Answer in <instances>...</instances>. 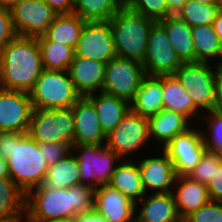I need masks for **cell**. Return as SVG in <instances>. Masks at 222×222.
Wrapping results in <instances>:
<instances>
[{
    "mask_svg": "<svg viewBox=\"0 0 222 222\" xmlns=\"http://www.w3.org/2000/svg\"><path fill=\"white\" fill-rule=\"evenodd\" d=\"M94 199L91 186L54 190L41 185L26 194L24 222H71L76 214L94 209Z\"/></svg>",
    "mask_w": 222,
    "mask_h": 222,
    "instance_id": "6da1fadb",
    "label": "cell"
},
{
    "mask_svg": "<svg viewBox=\"0 0 222 222\" xmlns=\"http://www.w3.org/2000/svg\"><path fill=\"white\" fill-rule=\"evenodd\" d=\"M43 70L37 37L17 35L0 52V88L29 93Z\"/></svg>",
    "mask_w": 222,
    "mask_h": 222,
    "instance_id": "7a4b0ae2",
    "label": "cell"
},
{
    "mask_svg": "<svg viewBox=\"0 0 222 222\" xmlns=\"http://www.w3.org/2000/svg\"><path fill=\"white\" fill-rule=\"evenodd\" d=\"M43 156L39 142L28 133L13 132V149L6 162L9 177L25 194L43 184L49 168Z\"/></svg>",
    "mask_w": 222,
    "mask_h": 222,
    "instance_id": "3957f363",
    "label": "cell"
},
{
    "mask_svg": "<svg viewBox=\"0 0 222 222\" xmlns=\"http://www.w3.org/2000/svg\"><path fill=\"white\" fill-rule=\"evenodd\" d=\"M108 22L117 56L143 63L149 35L157 21L124 5Z\"/></svg>",
    "mask_w": 222,
    "mask_h": 222,
    "instance_id": "277c9868",
    "label": "cell"
},
{
    "mask_svg": "<svg viewBox=\"0 0 222 222\" xmlns=\"http://www.w3.org/2000/svg\"><path fill=\"white\" fill-rule=\"evenodd\" d=\"M29 95L33 109L69 108L82 97L69 71L47 69L42 71Z\"/></svg>",
    "mask_w": 222,
    "mask_h": 222,
    "instance_id": "5b68a950",
    "label": "cell"
},
{
    "mask_svg": "<svg viewBox=\"0 0 222 222\" xmlns=\"http://www.w3.org/2000/svg\"><path fill=\"white\" fill-rule=\"evenodd\" d=\"M216 67L210 62H183L174 74L202 114L215 108Z\"/></svg>",
    "mask_w": 222,
    "mask_h": 222,
    "instance_id": "8992f818",
    "label": "cell"
},
{
    "mask_svg": "<svg viewBox=\"0 0 222 222\" xmlns=\"http://www.w3.org/2000/svg\"><path fill=\"white\" fill-rule=\"evenodd\" d=\"M72 152L77 157L80 184L97 189L109 184L121 158L105 145H74Z\"/></svg>",
    "mask_w": 222,
    "mask_h": 222,
    "instance_id": "52a82bcc",
    "label": "cell"
},
{
    "mask_svg": "<svg viewBox=\"0 0 222 222\" xmlns=\"http://www.w3.org/2000/svg\"><path fill=\"white\" fill-rule=\"evenodd\" d=\"M28 134L37 142L74 146L75 124L72 107L33 109Z\"/></svg>",
    "mask_w": 222,
    "mask_h": 222,
    "instance_id": "ba28073f",
    "label": "cell"
},
{
    "mask_svg": "<svg viewBox=\"0 0 222 222\" xmlns=\"http://www.w3.org/2000/svg\"><path fill=\"white\" fill-rule=\"evenodd\" d=\"M151 141L148 118L130 110L116 128L106 135L105 146L121 159L133 160L137 158L133 157L134 154L137 155L139 150H147Z\"/></svg>",
    "mask_w": 222,
    "mask_h": 222,
    "instance_id": "9c48e42d",
    "label": "cell"
},
{
    "mask_svg": "<svg viewBox=\"0 0 222 222\" xmlns=\"http://www.w3.org/2000/svg\"><path fill=\"white\" fill-rule=\"evenodd\" d=\"M146 76L141 62L115 56L106 64L102 91L131 103Z\"/></svg>",
    "mask_w": 222,
    "mask_h": 222,
    "instance_id": "30bf717a",
    "label": "cell"
},
{
    "mask_svg": "<svg viewBox=\"0 0 222 222\" xmlns=\"http://www.w3.org/2000/svg\"><path fill=\"white\" fill-rule=\"evenodd\" d=\"M182 61L172 48L166 29L156 22L150 32L143 67L148 76L174 75Z\"/></svg>",
    "mask_w": 222,
    "mask_h": 222,
    "instance_id": "8fae6325",
    "label": "cell"
},
{
    "mask_svg": "<svg viewBox=\"0 0 222 222\" xmlns=\"http://www.w3.org/2000/svg\"><path fill=\"white\" fill-rule=\"evenodd\" d=\"M162 149L173 162L177 176H187L207 150L200 124L176 135Z\"/></svg>",
    "mask_w": 222,
    "mask_h": 222,
    "instance_id": "7c38bea8",
    "label": "cell"
},
{
    "mask_svg": "<svg viewBox=\"0 0 222 222\" xmlns=\"http://www.w3.org/2000/svg\"><path fill=\"white\" fill-rule=\"evenodd\" d=\"M11 14L17 35L39 37L58 13L44 0H22L11 9Z\"/></svg>",
    "mask_w": 222,
    "mask_h": 222,
    "instance_id": "4fadbf2b",
    "label": "cell"
},
{
    "mask_svg": "<svg viewBox=\"0 0 222 222\" xmlns=\"http://www.w3.org/2000/svg\"><path fill=\"white\" fill-rule=\"evenodd\" d=\"M75 56L107 64L117 56L108 21H87L75 48Z\"/></svg>",
    "mask_w": 222,
    "mask_h": 222,
    "instance_id": "5bb4252c",
    "label": "cell"
},
{
    "mask_svg": "<svg viewBox=\"0 0 222 222\" xmlns=\"http://www.w3.org/2000/svg\"><path fill=\"white\" fill-rule=\"evenodd\" d=\"M32 112L29 93L0 88V132L28 133Z\"/></svg>",
    "mask_w": 222,
    "mask_h": 222,
    "instance_id": "9a60e30c",
    "label": "cell"
},
{
    "mask_svg": "<svg viewBox=\"0 0 222 222\" xmlns=\"http://www.w3.org/2000/svg\"><path fill=\"white\" fill-rule=\"evenodd\" d=\"M159 151L158 155H145L147 157L136 159L146 194L169 193L175 185L177 174L173 162L163 149Z\"/></svg>",
    "mask_w": 222,
    "mask_h": 222,
    "instance_id": "2e32d148",
    "label": "cell"
},
{
    "mask_svg": "<svg viewBox=\"0 0 222 222\" xmlns=\"http://www.w3.org/2000/svg\"><path fill=\"white\" fill-rule=\"evenodd\" d=\"M94 210L109 222H135L136 203L109 184L95 189Z\"/></svg>",
    "mask_w": 222,
    "mask_h": 222,
    "instance_id": "e0dca14e",
    "label": "cell"
},
{
    "mask_svg": "<svg viewBox=\"0 0 222 222\" xmlns=\"http://www.w3.org/2000/svg\"><path fill=\"white\" fill-rule=\"evenodd\" d=\"M74 114V145H105L104 134L94 104L81 97L72 107Z\"/></svg>",
    "mask_w": 222,
    "mask_h": 222,
    "instance_id": "ac0fdd59",
    "label": "cell"
},
{
    "mask_svg": "<svg viewBox=\"0 0 222 222\" xmlns=\"http://www.w3.org/2000/svg\"><path fill=\"white\" fill-rule=\"evenodd\" d=\"M106 64L91 58L75 56L69 73L77 92L86 97L103 90Z\"/></svg>",
    "mask_w": 222,
    "mask_h": 222,
    "instance_id": "d6986e66",
    "label": "cell"
},
{
    "mask_svg": "<svg viewBox=\"0 0 222 222\" xmlns=\"http://www.w3.org/2000/svg\"><path fill=\"white\" fill-rule=\"evenodd\" d=\"M140 208H139V207ZM135 222H183L171 192L146 194L136 203Z\"/></svg>",
    "mask_w": 222,
    "mask_h": 222,
    "instance_id": "ffe728a7",
    "label": "cell"
},
{
    "mask_svg": "<svg viewBox=\"0 0 222 222\" xmlns=\"http://www.w3.org/2000/svg\"><path fill=\"white\" fill-rule=\"evenodd\" d=\"M171 193L178 215L182 220L211 200L207 185L195 181L189 176H177Z\"/></svg>",
    "mask_w": 222,
    "mask_h": 222,
    "instance_id": "44dd1931",
    "label": "cell"
},
{
    "mask_svg": "<svg viewBox=\"0 0 222 222\" xmlns=\"http://www.w3.org/2000/svg\"><path fill=\"white\" fill-rule=\"evenodd\" d=\"M191 122L186 116L163 109L159 113L148 117L149 136L155 146L161 149L167 145L176 135L184 133L192 127ZM154 140L156 144L154 143Z\"/></svg>",
    "mask_w": 222,
    "mask_h": 222,
    "instance_id": "7402d4cb",
    "label": "cell"
},
{
    "mask_svg": "<svg viewBox=\"0 0 222 222\" xmlns=\"http://www.w3.org/2000/svg\"><path fill=\"white\" fill-rule=\"evenodd\" d=\"M162 94L164 109L186 116L193 124L200 123L203 114L175 75H162Z\"/></svg>",
    "mask_w": 222,
    "mask_h": 222,
    "instance_id": "603a6c76",
    "label": "cell"
},
{
    "mask_svg": "<svg viewBox=\"0 0 222 222\" xmlns=\"http://www.w3.org/2000/svg\"><path fill=\"white\" fill-rule=\"evenodd\" d=\"M86 97L94 104L98 120L105 135L112 132L131 110L130 103L126 100L103 91Z\"/></svg>",
    "mask_w": 222,
    "mask_h": 222,
    "instance_id": "cb8c5ba5",
    "label": "cell"
},
{
    "mask_svg": "<svg viewBox=\"0 0 222 222\" xmlns=\"http://www.w3.org/2000/svg\"><path fill=\"white\" fill-rule=\"evenodd\" d=\"M86 22L74 12L57 14L46 32L37 37L38 41L57 42L75 49Z\"/></svg>",
    "mask_w": 222,
    "mask_h": 222,
    "instance_id": "d4e9b609",
    "label": "cell"
},
{
    "mask_svg": "<svg viewBox=\"0 0 222 222\" xmlns=\"http://www.w3.org/2000/svg\"><path fill=\"white\" fill-rule=\"evenodd\" d=\"M130 108L132 112L147 118L163 110L162 76L147 75L130 103Z\"/></svg>",
    "mask_w": 222,
    "mask_h": 222,
    "instance_id": "484cf974",
    "label": "cell"
},
{
    "mask_svg": "<svg viewBox=\"0 0 222 222\" xmlns=\"http://www.w3.org/2000/svg\"><path fill=\"white\" fill-rule=\"evenodd\" d=\"M122 159L112 175L109 185L137 203L145 195L137 160Z\"/></svg>",
    "mask_w": 222,
    "mask_h": 222,
    "instance_id": "4316f807",
    "label": "cell"
},
{
    "mask_svg": "<svg viewBox=\"0 0 222 222\" xmlns=\"http://www.w3.org/2000/svg\"><path fill=\"white\" fill-rule=\"evenodd\" d=\"M26 194L10 177L0 178V221L24 222Z\"/></svg>",
    "mask_w": 222,
    "mask_h": 222,
    "instance_id": "83f0119b",
    "label": "cell"
},
{
    "mask_svg": "<svg viewBox=\"0 0 222 222\" xmlns=\"http://www.w3.org/2000/svg\"><path fill=\"white\" fill-rule=\"evenodd\" d=\"M167 31L172 48L182 62H195L192 27L175 14L158 21Z\"/></svg>",
    "mask_w": 222,
    "mask_h": 222,
    "instance_id": "f1b7e54d",
    "label": "cell"
},
{
    "mask_svg": "<svg viewBox=\"0 0 222 222\" xmlns=\"http://www.w3.org/2000/svg\"><path fill=\"white\" fill-rule=\"evenodd\" d=\"M192 39L195 62L222 64V43L214 31L213 25L192 27Z\"/></svg>",
    "mask_w": 222,
    "mask_h": 222,
    "instance_id": "f546056e",
    "label": "cell"
},
{
    "mask_svg": "<svg viewBox=\"0 0 222 222\" xmlns=\"http://www.w3.org/2000/svg\"><path fill=\"white\" fill-rule=\"evenodd\" d=\"M80 184L77 157L71 151L64 158L49 166L42 186L50 189L70 188Z\"/></svg>",
    "mask_w": 222,
    "mask_h": 222,
    "instance_id": "4dcf8cb0",
    "label": "cell"
},
{
    "mask_svg": "<svg viewBox=\"0 0 222 222\" xmlns=\"http://www.w3.org/2000/svg\"><path fill=\"white\" fill-rule=\"evenodd\" d=\"M123 6L121 0H75L74 13L85 21H109Z\"/></svg>",
    "mask_w": 222,
    "mask_h": 222,
    "instance_id": "1f68e13d",
    "label": "cell"
},
{
    "mask_svg": "<svg viewBox=\"0 0 222 222\" xmlns=\"http://www.w3.org/2000/svg\"><path fill=\"white\" fill-rule=\"evenodd\" d=\"M42 65L47 70L68 71L75 57V49L52 41H38Z\"/></svg>",
    "mask_w": 222,
    "mask_h": 222,
    "instance_id": "d6a6232c",
    "label": "cell"
},
{
    "mask_svg": "<svg viewBox=\"0 0 222 222\" xmlns=\"http://www.w3.org/2000/svg\"><path fill=\"white\" fill-rule=\"evenodd\" d=\"M217 4H204L198 1L187 0L176 12V16L189 26L213 25L218 12Z\"/></svg>",
    "mask_w": 222,
    "mask_h": 222,
    "instance_id": "836d02e7",
    "label": "cell"
},
{
    "mask_svg": "<svg viewBox=\"0 0 222 222\" xmlns=\"http://www.w3.org/2000/svg\"><path fill=\"white\" fill-rule=\"evenodd\" d=\"M200 122V126H204L201 130L207 150L222 155V114L215 111L204 113Z\"/></svg>",
    "mask_w": 222,
    "mask_h": 222,
    "instance_id": "e575fe53",
    "label": "cell"
},
{
    "mask_svg": "<svg viewBox=\"0 0 222 222\" xmlns=\"http://www.w3.org/2000/svg\"><path fill=\"white\" fill-rule=\"evenodd\" d=\"M125 5L130 10L157 22L174 15L169 10L166 0H129Z\"/></svg>",
    "mask_w": 222,
    "mask_h": 222,
    "instance_id": "d590c367",
    "label": "cell"
},
{
    "mask_svg": "<svg viewBox=\"0 0 222 222\" xmlns=\"http://www.w3.org/2000/svg\"><path fill=\"white\" fill-rule=\"evenodd\" d=\"M221 163L222 155L215 151L206 150L199 163L187 176L207 185L214 175L216 167H219Z\"/></svg>",
    "mask_w": 222,
    "mask_h": 222,
    "instance_id": "8d00e7d4",
    "label": "cell"
},
{
    "mask_svg": "<svg viewBox=\"0 0 222 222\" xmlns=\"http://www.w3.org/2000/svg\"><path fill=\"white\" fill-rule=\"evenodd\" d=\"M183 222H222V201L210 200L187 216Z\"/></svg>",
    "mask_w": 222,
    "mask_h": 222,
    "instance_id": "74e56055",
    "label": "cell"
},
{
    "mask_svg": "<svg viewBox=\"0 0 222 222\" xmlns=\"http://www.w3.org/2000/svg\"><path fill=\"white\" fill-rule=\"evenodd\" d=\"M39 149L48 166L54 165L72 151L68 144L57 142H39Z\"/></svg>",
    "mask_w": 222,
    "mask_h": 222,
    "instance_id": "f35d334b",
    "label": "cell"
},
{
    "mask_svg": "<svg viewBox=\"0 0 222 222\" xmlns=\"http://www.w3.org/2000/svg\"><path fill=\"white\" fill-rule=\"evenodd\" d=\"M17 36L11 10L0 7V52Z\"/></svg>",
    "mask_w": 222,
    "mask_h": 222,
    "instance_id": "ab89813d",
    "label": "cell"
},
{
    "mask_svg": "<svg viewBox=\"0 0 222 222\" xmlns=\"http://www.w3.org/2000/svg\"><path fill=\"white\" fill-rule=\"evenodd\" d=\"M207 189L212 201H222V163L216 167Z\"/></svg>",
    "mask_w": 222,
    "mask_h": 222,
    "instance_id": "60d3db41",
    "label": "cell"
},
{
    "mask_svg": "<svg viewBox=\"0 0 222 222\" xmlns=\"http://www.w3.org/2000/svg\"><path fill=\"white\" fill-rule=\"evenodd\" d=\"M214 111L222 114V64L216 67Z\"/></svg>",
    "mask_w": 222,
    "mask_h": 222,
    "instance_id": "b9f144b4",
    "label": "cell"
},
{
    "mask_svg": "<svg viewBox=\"0 0 222 222\" xmlns=\"http://www.w3.org/2000/svg\"><path fill=\"white\" fill-rule=\"evenodd\" d=\"M13 149V132H0V157L7 159Z\"/></svg>",
    "mask_w": 222,
    "mask_h": 222,
    "instance_id": "7bdbcfd3",
    "label": "cell"
},
{
    "mask_svg": "<svg viewBox=\"0 0 222 222\" xmlns=\"http://www.w3.org/2000/svg\"><path fill=\"white\" fill-rule=\"evenodd\" d=\"M56 13L74 12L75 0H44Z\"/></svg>",
    "mask_w": 222,
    "mask_h": 222,
    "instance_id": "ee69618b",
    "label": "cell"
},
{
    "mask_svg": "<svg viewBox=\"0 0 222 222\" xmlns=\"http://www.w3.org/2000/svg\"><path fill=\"white\" fill-rule=\"evenodd\" d=\"M71 222H109L106 218L99 215L94 209L76 214Z\"/></svg>",
    "mask_w": 222,
    "mask_h": 222,
    "instance_id": "f6af8a7d",
    "label": "cell"
},
{
    "mask_svg": "<svg viewBox=\"0 0 222 222\" xmlns=\"http://www.w3.org/2000/svg\"><path fill=\"white\" fill-rule=\"evenodd\" d=\"M213 28L222 43V11L220 10L213 22Z\"/></svg>",
    "mask_w": 222,
    "mask_h": 222,
    "instance_id": "bcb514c9",
    "label": "cell"
},
{
    "mask_svg": "<svg viewBox=\"0 0 222 222\" xmlns=\"http://www.w3.org/2000/svg\"><path fill=\"white\" fill-rule=\"evenodd\" d=\"M187 0H166L167 5L169 7V10L173 13L176 14V12L182 7V5L186 2Z\"/></svg>",
    "mask_w": 222,
    "mask_h": 222,
    "instance_id": "7dc6e473",
    "label": "cell"
},
{
    "mask_svg": "<svg viewBox=\"0 0 222 222\" xmlns=\"http://www.w3.org/2000/svg\"><path fill=\"white\" fill-rule=\"evenodd\" d=\"M22 0H0V7L11 10L15 5L19 4Z\"/></svg>",
    "mask_w": 222,
    "mask_h": 222,
    "instance_id": "c3c4849f",
    "label": "cell"
},
{
    "mask_svg": "<svg viewBox=\"0 0 222 222\" xmlns=\"http://www.w3.org/2000/svg\"><path fill=\"white\" fill-rule=\"evenodd\" d=\"M2 177H9V172L6 160L0 157V178Z\"/></svg>",
    "mask_w": 222,
    "mask_h": 222,
    "instance_id": "681fc988",
    "label": "cell"
},
{
    "mask_svg": "<svg viewBox=\"0 0 222 222\" xmlns=\"http://www.w3.org/2000/svg\"><path fill=\"white\" fill-rule=\"evenodd\" d=\"M193 1H198L204 4H217L218 3V0H193Z\"/></svg>",
    "mask_w": 222,
    "mask_h": 222,
    "instance_id": "f907efd6",
    "label": "cell"
},
{
    "mask_svg": "<svg viewBox=\"0 0 222 222\" xmlns=\"http://www.w3.org/2000/svg\"><path fill=\"white\" fill-rule=\"evenodd\" d=\"M217 5L219 6V9L222 11V0H218Z\"/></svg>",
    "mask_w": 222,
    "mask_h": 222,
    "instance_id": "816d5d0a",
    "label": "cell"
},
{
    "mask_svg": "<svg viewBox=\"0 0 222 222\" xmlns=\"http://www.w3.org/2000/svg\"><path fill=\"white\" fill-rule=\"evenodd\" d=\"M123 4L125 5L129 0H121Z\"/></svg>",
    "mask_w": 222,
    "mask_h": 222,
    "instance_id": "f5cc1de1",
    "label": "cell"
}]
</instances>
